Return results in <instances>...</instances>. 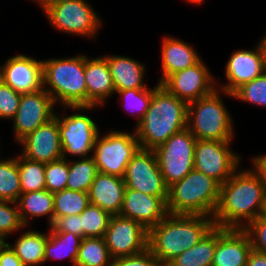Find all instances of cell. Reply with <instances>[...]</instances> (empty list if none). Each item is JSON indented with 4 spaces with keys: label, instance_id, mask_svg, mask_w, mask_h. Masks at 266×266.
Returning <instances> with one entry per match:
<instances>
[{
    "label": "cell",
    "instance_id": "cell-37",
    "mask_svg": "<svg viewBox=\"0 0 266 266\" xmlns=\"http://www.w3.org/2000/svg\"><path fill=\"white\" fill-rule=\"evenodd\" d=\"M23 228L26 227L20 219L17 202L0 200V240L5 242L9 235Z\"/></svg>",
    "mask_w": 266,
    "mask_h": 266
},
{
    "label": "cell",
    "instance_id": "cell-31",
    "mask_svg": "<svg viewBox=\"0 0 266 266\" xmlns=\"http://www.w3.org/2000/svg\"><path fill=\"white\" fill-rule=\"evenodd\" d=\"M18 170L22 193L46 189L45 163L18 155Z\"/></svg>",
    "mask_w": 266,
    "mask_h": 266
},
{
    "label": "cell",
    "instance_id": "cell-8",
    "mask_svg": "<svg viewBox=\"0 0 266 266\" xmlns=\"http://www.w3.org/2000/svg\"><path fill=\"white\" fill-rule=\"evenodd\" d=\"M87 0H61L43 9L54 29L69 35L97 37L102 20Z\"/></svg>",
    "mask_w": 266,
    "mask_h": 266
},
{
    "label": "cell",
    "instance_id": "cell-15",
    "mask_svg": "<svg viewBox=\"0 0 266 266\" xmlns=\"http://www.w3.org/2000/svg\"><path fill=\"white\" fill-rule=\"evenodd\" d=\"M54 106L56 104L53 98L44 88L36 92L21 94L17 113L12 118L15 141L19 143L37 127L54 118L56 113Z\"/></svg>",
    "mask_w": 266,
    "mask_h": 266
},
{
    "label": "cell",
    "instance_id": "cell-6",
    "mask_svg": "<svg viewBox=\"0 0 266 266\" xmlns=\"http://www.w3.org/2000/svg\"><path fill=\"white\" fill-rule=\"evenodd\" d=\"M221 89L188 103L187 128L199 140L233 141V118L221 98Z\"/></svg>",
    "mask_w": 266,
    "mask_h": 266
},
{
    "label": "cell",
    "instance_id": "cell-38",
    "mask_svg": "<svg viewBox=\"0 0 266 266\" xmlns=\"http://www.w3.org/2000/svg\"><path fill=\"white\" fill-rule=\"evenodd\" d=\"M69 173V158H61L49 163H45L46 189L55 193L66 189Z\"/></svg>",
    "mask_w": 266,
    "mask_h": 266
},
{
    "label": "cell",
    "instance_id": "cell-7",
    "mask_svg": "<svg viewBox=\"0 0 266 266\" xmlns=\"http://www.w3.org/2000/svg\"><path fill=\"white\" fill-rule=\"evenodd\" d=\"M98 106H64V109L73 110V114L67 116L55 113L59 121V133L63 158L68 154L73 157L87 158L92 155L95 140L99 135V128L91 116L84 114ZM67 155V156H66Z\"/></svg>",
    "mask_w": 266,
    "mask_h": 266
},
{
    "label": "cell",
    "instance_id": "cell-48",
    "mask_svg": "<svg viewBox=\"0 0 266 266\" xmlns=\"http://www.w3.org/2000/svg\"><path fill=\"white\" fill-rule=\"evenodd\" d=\"M185 1L191 4L199 5V4H202V2H204L205 0H185Z\"/></svg>",
    "mask_w": 266,
    "mask_h": 266
},
{
    "label": "cell",
    "instance_id": "cell-45",
    "mask_svg": "<svg viewBox=\"0 0 266 266\" xmlns=\"http://www.w3.org/2000/svg\"><path fill=\"white\" fill-rule=\"evenodd\" d=\"M246 266H266V254L252 249Z\"/></svg>",
    "mask_w": 266,
    "mask_h": 266
},
{
    "label": "cell",
    "instance_id": "cell-27",
    "mask_svg": "<svg viewBox=\"0 0 266 266\" xmlns=\"http://www.w3.org/2000/svg\"><path fill=\"white\" fill-rule=\"evenodd\" d=\"M217 243V226L192 248L176 256L166 266H212Z\"/></svg>",
    "mask_w": 266,
    "mask_h": 266
},
{
    "label": "cell",
    "instance_id": "cell-43",
    "mask_svg": "<svg viewBox=\"0 0 266 266\" xmlns=\"http://www.w3.org/2000/svg\"><path fill=\"white\" fill-rule=\"evenodd\" d=\"M0 266H25L7 241L0 244Z\"/></svg>",
    "mask_w": 266,
    "mask_h": 266
},
{
    "label": "cell",
    "instance_id": "cell-13",
    "mask_svg": "<svg viewBox=\"0 0 266 266\" xmlns=\"http://www.w3.org/2000/svg\"><path fill=\"white\" fill-rule=\"evenodd\" d=\"M104 239L113 259L139 254L148 248V230L119 214L111 216Z\"/></svg>",
    "mask_w": 266,
    "mask_h": 266
},
{
    "label": "cell",
    "instance_id": "cell-49",
    "mask_svg": "<svg viewBox=\"0 0 266 266\" xmlns=\"http://www.w3.org/2000/svg\"><path fill=\"white\" fill-rule=\"evenodd\" d=\"M262 216H264L266 218V201L264 204V210H263Z\"/></svg>",
    "mask_w": 266,
    "mask_h": 266
},
{
    "label": "cell",
    "instance_id": "cell-42",
    "mask_svg": "<svg viewBox=\"0 0 266 266\" xmlns=\"http://www.w3.org/2000/svg\"><path fill=\"white\" fill-rule=\"evenodd\" d=\"M48 229L50 232H70L83 238V228H81L80 215L59 217L50 227H48Z\"/></svg>",
    "mask_w": 266,
    "mask_h": 266
},
{
    "label": "cell",
    "instance_id": "cell-1",
    "mask_svg": "<svg viewBox=\"0 0 266 266\" xmlns=\"http://www.w3.org/2000/svg\"><path fill=\"white\" fill-rule=\"evenodd\" d=\"M266 201V191L259 176L250 169L240 168L220 185L214 225L222 228L244 229L261 216Z\"/></svg>",
    "mask_w": 266,
    "mask_h": 266
},
{
    "label": "cell",
    "instance_id": "cell-40",
    "mask_svg": "<svg viewBox=\"0 0 266 266\" xmlns=\"http://www.w3.org/2000/svg\"><path fill=\"white\" fill-rule=\"evenodd\" d=\"M244 230L250 237L252 249L266 254V218L258 216Z\"/></svg>",
    "mask_w": 266,
    "mask_h": 266
},
{
    "label": "cell",
    "instance_id": "cell-11",
    "mask_svg": "<svg viewBox=\"0 0 266 266\" xmlns=\"http://www.w3.org/2000/svg\"><path fill=\"white\" fill-rule=\"evenodd\" d=\"M233 141L196 140L194 169L225 183L239 168L241 155L231 150Z\"/></svg>",
    "mask_w": 266,
    "mask_h": 266
},
{
    "label": "cell",
    "instance_id": "cell-23",
    "mask_svg": "<svg viewBox=\"0 0 266 266\" xmlns=\"http://www.w3.org/2000/svg\"><path fill=\"white\" fill-rule=\"evenodd\" d=\"M161 45V84L169 75L195 65L201 58L190 43L172 36L163 37Z\"/></svg>",
    "mask_w": 266,
    "mask_h": 266
},
{
    "label": "cell",
    "instance_id": "cell-34",
    "mask_svg": "<svg viewBox=\"0 0 266 266\" xmlns=\"http://www.w3.org/2000/svg\"><path fill=\"white\" fill-rule=\"evenodd\" d=\"M83 238L104 237L111 214L99 206L89 204L80 214Z\"/></svg>",
    "mask_w": 266,
    "mask_h": 266
},
{
    "label": "cell",
    "instance_id": "cell-24",
    "mask_svg": "<svg viewBox=\"0 0 266 266\" xmlns=\"http://www.w3.org/2000/svg\"><path fill=\"white\" fill-rule=\"evenodd\" d=\"M116 91L126 89H145V64L128 56L105 55Z\"/></svg>",
    "mask_w": 266,
    "mask_h": 266
},
{
    "label": "cell",
    "instance_id": "cell-33",
    "mask_svg": "<svg viewBox=\"0 0 266 266\" xmlns=\"http://www.w3.org/2000/svg\"><path fill=\"white\" fill-rule=\"evenodd\" d=\"M54 195V221L59 217L79 215L89 204L87 192L63 189Z\"/></svg>",
    "mask_w": 266,
    "mask_h": 266
},
{
    "label": "cell",
    "instance_id": "cell-28",
    "mask_svg": "<svg viewBox=\"0 0 266 266\" xmlns=\"http://www.w3.org/2000/svg\"><path fill=\"white\" fill-rule=\"evenodd\" d=\"M83 238L73 233H60L48 231L45 243L44 263L49 259L68 258L74 265L78 257L79 248Z\"/></svg>",
    "mask_w": 266,
    "mask_h": 266
},
{
    "label": "cell",
    "instance_id": "cell-25",
    "mask_svg": "<svg viewBox=\"0 0 266 266\" xmlns=\"http://www.w3.org/2000/svg\"><path fill=\"white\" fill-rule=\"evenodd\" d=\"M54 195L47 189L21 193L17 201L20 219L25 227L30 224L29 219L48 217L49 227L54 222Z\"/></svg>",
    "mask_w": 266,
    "mask_h": 266
},
{
    "label": "cell",
    "instance_id": "cell-21",
    "mask_svg": "<svg viewBox=\"0 0 266 266\" xmlns=\"http://www.w3.org/2000/svg\"><path fill=\"white\" fill-rule=\"evenodd\" d=\"M84 74L87 87V106L104 107L107 99L116 91L107 59L104 56L91 58L85 55Z\"/></svg>",
    "mask_w": 266,
    "mask_h": 266
},
{
    "label": "cell",
    "instance_id": "cell-39",
    "mask_svg": "<svg viewBox=\"0 0 266 266\" xmlns=\"http://www.w3.org/2000/svg\"><path fill=\"white\" fill-rule=\"evenodd\" d=\"M21 93L16 92L0 79V119L12 120L17 113Z\"/></svg>",
    "mask_w": 266,
    "mask_h": 266
},
{
    "label": "cell",
    "instance_id": "cell-36",
    "mask_svg": "<svg viewBox=\"0 0 266 266\" xmlns=\"http://www.w3.org/2000/svg\"><path fill=\"white\" fill-rule=\"evenodd\" d=\"M232 94V98L238 101L266 107V71L252 81L241 85Z\"/></svg>",
    "mask_w": 266,
    "mask_h": 266
},
{
    "label": "cell",
    "instance_id": "cell-2",
    "mask_svg": "<svg viewBox=\"0 0 266 266\" xmlns=\"http://www.w3.org/2000/svg\"><path fill=\"white\" fill-rule=\"evenodd\" d=\"M213 217L171 214L148 230V249L161 266L200 242L214 227Z\"/></svg>",
    "mask_w": 266,
    "mask_h": 266
},
{
    "label": "cell",
    "instance_id": "cell-4",
    "mask_svg": "<svg viewBox=\"0 0 266 266\" xmlns=\"http://www.w3.org/2000/svg\"><path fill=\"white\" fill-rule=\"evenodd\" d=\"M43 88L56 105L87 106L85 54L42 60Z\"/></svg>",
    "mask_w": 266,
    "mask_h": 266
},
{
    "label": "cell",
    "instance_id": "cell-32",
    "mask_svg": "<svg viewBox=\"0 0 266 266\" xmlns=\"http://www.w3.org/2000/svg\"><path fill=\"white\" fill-rule=\"evenodd\" d=\"M21 193L18 156L0 160V200L17 202Z\"/></svg>",
    "mask_w": 266,
    "mask_h": 266
},
{
    "label": "cell",
    "instance_id": "cell-17",
    "mask_svg": "<svg viewBox=\"0 0 266 266\" xmlns=\"http://www.w3.org/2000/svg\"><path fill=\"white\" fill-rule=\"evenodd\" d=\"M0 79L16 92L32 93L43 89L42 60L24 54L9 57L0 65Z\"/></svg>",
    "mask_w": 266,
    "mask_h": 266
},
{
    "label": "cell",
    "instance_id": "cell-5",
    "mask_svg": "<svg viewBox=\"0 0 266 266\" xmlns=\"http://www.w3.org/2000/svg\"><path fill=\"white\" fill-rule=\"evenodd\" d=\"M220 185L213 177L192 169L182 180L168 187V213L213 217Z\"/></svg>",
    "mask_w": 266,
    "mask_h": 266
},
{
    "label": "cell",
    "instance_id": "cell-18",
    "mask_svg": "<svg viewBox=\"0 0 266 266\" xmlns=\"http://www.w3.org/2000/svg\"><path fill=\"white\" fill-rule=\"evenodd\" d=\"M19 144L23 147L21 154L30 160L49 163L63 158L57 117L37 127Z\"/></svg>",
    "mask_w": 266,
    "mask_h": 266
},
{
    "label": "cell",
    "instance_id": "cell-20",
    "mask_svg": "<svg viewBox=\"0 0 266 266\" xmlns=\"http://www.w3.org/2000/svg\"><path fill=\"white\" fill-rule=\"evenodd\" d=\"M252 245L244 229L217 227L212 266H246Z\"/></svg>",
    "mask_w": 266,
    "mask_h": 266
},
{
    "label": "cell",
    "instance_id": "cell-9",
    "mask_svg": "<svg viewBox=\"0 0 266 266\" xmlns=\"http://www.w3.org/2000/svg\"><path fill=\"white\" fill-rule=\"evenodd\" d=\"M133 130V133L111 130L104 136L99 133L92 153L98 172L123 178L126 166L141 148Z\"/></svg>",
    "mask_w": 266,
    "mask_h": 266
},
{
    "label": "cell",
    "instance_id": "cell-22",
    "mask_svg": "<svg viewBox=\"0 0 266 266\" xmlns=\"http://www.w3.org/2000/svg\"><path fill=\"white\" fill-rule=\"evenodd\" d=\"M125 189L123 178L98 172L88 192L89 201L111 215H117L122 208Z\"/></svg>",
    "mask_w": 266,
    "mask_h": 266
},
{
    "label": "cell",
    "instance_id": "cell-16",
    "mask_svg": "<svg viewBox=\"0 0 266 266\" xmlns=\"http://www.w3.org/2000/svg\"><path fill=\"white\" fill-rule=\"evenodd\" d=\"M265 72V55L261 42L254 49H240L234 51L229 57L225 76L226 84L217 81V88L221 89L222 95L233 97V92L241 85L252 81ZM219 82V85H218Z\"/></svg>",
    "mask_w": 266,
    "mask_h": 266
},
{
    "label": "cell",
    "instance_id": "cell-29",
    "mask_svg": "<svg viewBox=\"0 0 266 266\" xmlns=\"http://www.w3.org/2000/svg\"><path fill=\"white\" fill-rule=\"evenodd\" d=\"M97 173L98 168L92 156L69 160L66 189L88 193Z\"/></svg>",
    "mask_w": 266,
    "mask_h": 266
},
{
    "label": "cell",
    "instance_id": "cell-14",
    "mask_svg": "<svg viewBox=\"0 0 266 266\" xmlns=\"http://www.w3.org/2000/svg\"><path fill=\"white\" fill-rule=\"evenodd\" d=\"M202 58L193 66L169 75L160 85L186 103L198 100L217 88V80Z\"/></svg>",
    "mask_w": 266,
    "mask_h": 266
},
{
    "label": "cell",
    "instance_id": "cell-47",
    "mask_svg": "<svg viewBox=\"0 0 266 266\" xmlns=\"http://www.w3.org/2000/svg\"><path fill=\"white\" fill-rule=\"evenodd\" d=\"M261 45L263 47L264 50V55H265V71H266V34L264 37H262V39L260 40Z\"/></svg>",
    "mask_w": 266,
    "mask_h": 266
},
{
    "label": "cell",
    "instance_id": "cell-30",
    "mask_svg": "<svg viewBox=\"0 0 266 266\" xmlns=\"http://www.w3.org/2000/svg\"><path fill=\"white\" fill-rule=\"evenodd\" d=\"M111 257L104 237L83 238L76 264L82 266H111Z\"/></svg>",
    "mask_w": 266,
    "mask_h": 266
},
{
    "label": "cell",
    "instance_id": "cell-12",
    "mask_svg": "<svg viewBox=\"0 0 266 266\" xmlns=\"http://www.w3.org/2000/svg\"><path fill=\"white\" fill-rule=\"evenodd\" d=\"M123 180L126 188L152 196H168V186L164 182L154 150L140 148L126 166Z\"/></svg>",
    "mask_w": 266,
    "mask_h": 266
},
{
    "label": "cell",
    "instance_id": "cell-19",
    "mask_svg": "<svg viewBox=\"0 0 266 266\" xmlns=\"http://www.w3.org/2000/svg\"><path fill=\"white\" fill-rule=\"evenodd\" d=\"M167 200L168 196H152L126 188L119 215L139 222L149 230L167 216Z\"/></svg>",
    "mask_w": 266,
    "mask_h": 266
},
{
    "label": "cell",
    "instance_id": "cell-44",
    "mask_svg": "<svg viewBox=\"0 0 266 266\" xmlns=\"http://www.w3.org/2000/svg\"><path fill=\"white\" fill-rule=\"evenodd\" d=\"M252 170L259 176L261 183L266 191V154L258 155L251 158Z\"/></svg>",
    "mask_w": 266,
    "mask_h": 266
},
{
    "label": "cell",
    "instance_id": "cell-26",
    "mask_svg": "<svg viewBox=\"0 0 266 266\" xmlns=\"http://www.w3.org/2000/svg\"><path fill=\"white\" fill-rule=\"evenodd\" d=\"M14 244L9 246L25 266L44 264L45 243L48 233L35 230L21 232Z\"/></svg>",
    "mask_w": 266,
    "mask_h": 266
},
{
    "label": "cell",
    "instance_id": "cell-41",
    "mask_svg": "<svg viewBox=\"0 0 266 266\" xmlns=\"http://www.w3.org/2000/svg\"><path fill=\"white\" fill-rule=\"evenodd\" d=\"M111 266H161L153 253L145 251L132 256L114 258Z\"/></svg>",
    "mask_w": 266,
    "mask_h": 266
},
{
    "label": "cell",
    "instance_id": "cell-10",
    "mask_svg": "<svg viewBox=\"0 0 266 266\" xmlns=\"http://www.w3.org/2000/svg\"><path fill=\"white\" fill-rule=\"evenodd\" d=\"M196 137L186 127L173 134L154 152L165 184L169 187L194 169Z\"/></svg>",
    "mask_w": 266,
    "mask_h": 266
},
{
    "label": "cell",
    "instance_id": "cell-46",
    "mask_svg": "<svg viewBox=\"0 0 266 266\" xmlns=\"http://www.w3.org/2000/svg\"><path fill=\"white\" fill-rule=\"evenodd\" d=\"M34 2H37L38 5L41 6V9L43 10L45 7H47L49 4L61 1V0H33Z\"/></svg>",
    "mask_w": 266,
    "mask_h": 266
},
{
    "label": "cell",
    "instance_id": "cell-3",
    "mask_svg": "<svg viewBox=\"0 0 266 266\" xmlns=\"http://www.w3.org/2000/svg\"><path fill=\"white\" fill-rule=\"evenodd\" d=\"M188 103L157 83L148 110L134 127L140 147L155 150L173 134L187 127Z\"/></svg>",
    "mask_w": 266,
    "mask_h": 266
},
{
    "label": "cell",
    "instance_id": "cell-35",
    "mask_svg": "<svg viewBox=\"0 0 266 266\" xmlns=\"http://www.w3.org/2000/svg\"><path fill=\"white\" fill-rule=\"evenodd\" d=\"M115 93H118V96L120 97L119 100L122 101V104L120 105L123 106L124 110H129L128 113L137 118V126L149 108L153 94V88L126 89L115 91Z\"/></svg>",
    "mask_w": 266,
    "mask_h": 266
}]
</instances>
